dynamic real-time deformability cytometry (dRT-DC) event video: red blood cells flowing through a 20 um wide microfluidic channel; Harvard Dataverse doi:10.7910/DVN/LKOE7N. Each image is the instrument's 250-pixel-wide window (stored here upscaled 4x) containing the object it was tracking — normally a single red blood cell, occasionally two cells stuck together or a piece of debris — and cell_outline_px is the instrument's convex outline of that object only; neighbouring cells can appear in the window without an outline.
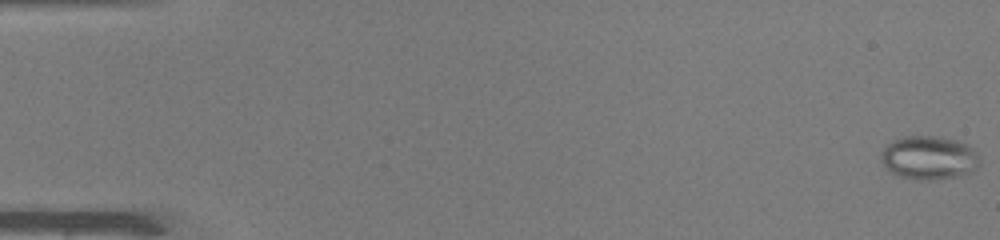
{"species": "common noctule bat (a hibernating species)", "species_latin": "Nyctalus noctula", "temperature_condition": "warm", "stored_images_in_passage": 51, "camera_frame_rate_fps": 3000, "um_per_image_px": 0.085, "animal": {"sex": "male", "body_mass_g": 19.0, "forearm_length_mm": 50.8}, "frame": {"image": 1, "passage_image": 1, "time_ms": 0.0, "image_size_px": [1000, 240], "cell_outline_px": [[980, 164], [972, 172], [956, 176], [932, 180], [916, 180], [900, 176], [892, 172], [880, 160], [880, 152], [888, 144], [904, 136], [936, 136], [956, 140], [968, 144], [980, 156]], "centroid_in_image_um": [78.99, 13.41], "position_along_channel_um": 6.0, "area_um2": 25.09}}
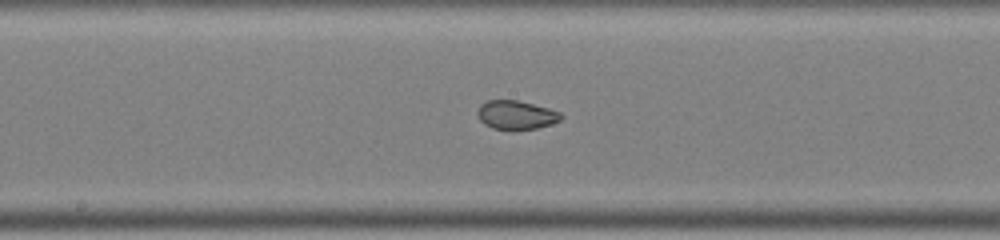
{"frame": {"image": 2, "passage_image": 27, "time_ms": 8.667, "image_size_px": [1000, 240], "cell_outline_px": [[564, 116], [560, 120], [552, 124], [536, 128], [512, 132], [492, 128], [484, 124], [480, 120], [476, 112], [480, 104], [488, 100], [516, 100], [548, 108], [560, 112]], "centroid_in_image_um": [43.85, 9.8], "position_along_channel_um": 204.3, "area_um2": 14.39}}
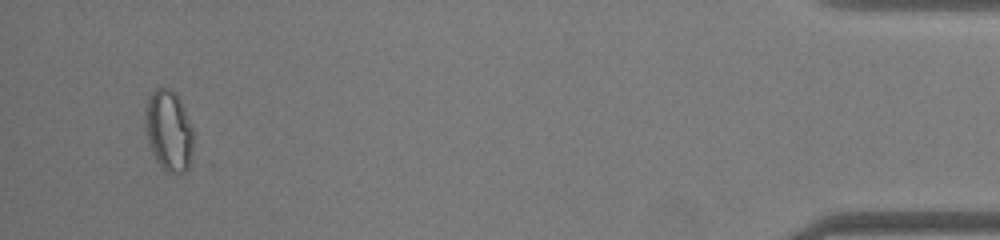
{"frame": {"image": 3, "passage_image": 48, "time_ms": 15.667, "image_size_px": [1000, 240], "cell_outline_px": [[192, 152], [188, 168], [184, 172], [168, 172], [156, 160], [152, 152], [148, 140], [144, 120], [144, 108], [148, 96], [156, 88], [168, 88], [180, 100], [184, 108], [192, 128]], "centroid_in_image_um": [14.32, 11.08], "position_along_channel_um": 420.9, "area_um2": 22.43}, "authors_computed_cell_mechanics": {"area_um2": 19.5364, "velocity_mm_per_s": 4.1254, "shape_relaxation_time_tau1_ms": null, "shape_relaxation_time_tau2_ms": 0.753, "deformation_change_tau1": null, "deformation_change_tau2": 0.0494}}